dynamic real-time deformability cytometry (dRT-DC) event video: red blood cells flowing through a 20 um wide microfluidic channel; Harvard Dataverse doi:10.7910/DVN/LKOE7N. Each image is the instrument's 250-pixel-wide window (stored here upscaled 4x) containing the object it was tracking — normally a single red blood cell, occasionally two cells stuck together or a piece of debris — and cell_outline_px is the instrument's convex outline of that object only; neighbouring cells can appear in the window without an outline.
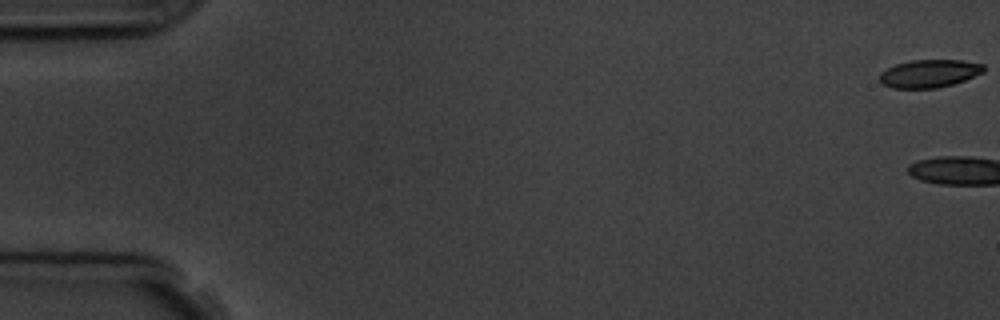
{"species": "common noctule bat (a hibernating species)", "species_latin": "Nyctalus noctula", "temperature_condition": "room temperature", "stored_images_in_passage": 6, "camera_frame_rate_fps": 3000, "um_per_image_px": 0.085, "animal": {"sex": "male", "body_mass_g": 19.5, "forearm_length_mm": 54.6}, "frame": {"image": 1, "passage_image": 1, "time_ms": 0.0, "image_size_px": [1000, 320], "cell_outline_px": [[984, 72], [964, 80], [952, 84], [936, 88], [892, 88], [880, 84], [880, 72], [896, 64], [912, 60], [960, 60], [984, 64]], "centroid_in_image_um": [78.97, 6.25], "position_along_channel_um": 6.0, "area_um2": 16.88}}